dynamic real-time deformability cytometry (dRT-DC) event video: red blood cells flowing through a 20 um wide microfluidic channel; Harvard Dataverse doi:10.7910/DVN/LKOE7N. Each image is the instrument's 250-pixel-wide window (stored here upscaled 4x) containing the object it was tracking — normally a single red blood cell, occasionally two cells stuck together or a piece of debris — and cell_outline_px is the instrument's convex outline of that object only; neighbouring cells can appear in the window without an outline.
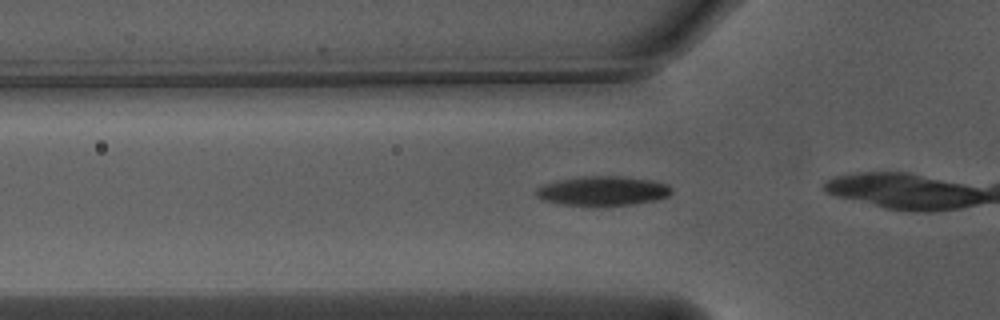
{"species": "Egyptian fruit bat (a non-hibernating species)", "species_latin": "Rousettus aegyptiacus", "temperature_condition": "warm", "stored_images_in_passage": 9, "camera_frame_rate_fps": 3000, "um_per_image_px": 0.085, "animal": {"sex": "male"}, "frame": {"image": 1, "passage_image": 6, "time_ms": 1.667, "image_size_px": [1000, 320], "cell_outline_px": [[672, 192], [668, 196], [656, 200], [632, 204], [596, 208], [564, 204], [544, 200], [536, 196], [536, 192], [544, 184], [560, 180], [588, 176], [620, 176], [652, 180], [668, 184], [672, 188]], "centroid_in_image_um": [51.29, 16.26], "position_along_channel_um": 74.5, "area_um2": 23.47}}